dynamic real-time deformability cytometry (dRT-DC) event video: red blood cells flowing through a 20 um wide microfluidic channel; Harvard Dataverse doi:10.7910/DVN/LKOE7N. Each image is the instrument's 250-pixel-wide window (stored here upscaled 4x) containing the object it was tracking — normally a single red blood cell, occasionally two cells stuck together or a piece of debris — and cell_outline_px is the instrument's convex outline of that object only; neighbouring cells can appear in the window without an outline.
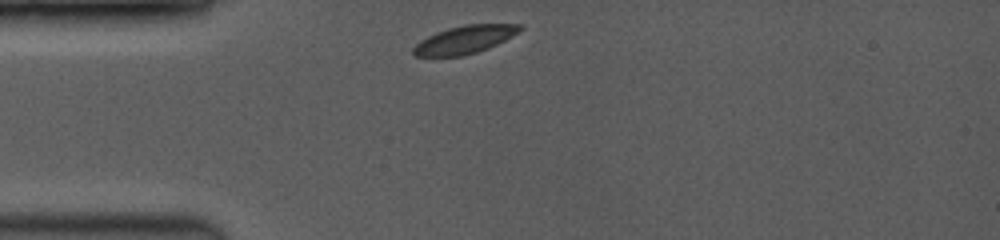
{"species": "common noctule bat (a hibernating species)", "species_latin": "Nyctalus noctula", "temperature_condition": "room temperature", "stored_images_in_passage": 29, "camera_frame_rate_fps": 3500, "um_per_image_px": 0.085, "animal": {"sex": "female", "body_mass_g": 19.0, "forearm_length_mm": 53.3}, "frame": {"image": 1, "passage_image": 1, "time_ms": 0.0, "image_size_px": [1000, 240], "cell_outline_px": [[524, 28], [512, 36], [496, 44], [476, 52], [460, 56], [416, 56], [412, 52], [412, 48], [420, 40], [436, 32], [448, 28], [464, 24], [524, 24]], "centroid_in_image_um": [39.49, 3.35], "position_along_channel_um": 45.5, "area_um2": 17.22}}
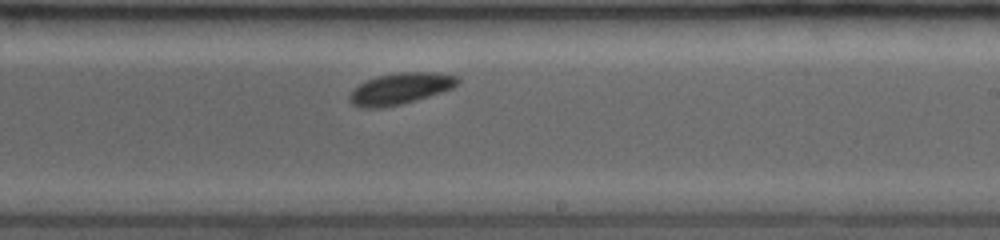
{"frame": {"image": 2, "passage_image": 17, "time_ms": 5.714, "image_size_px": [1000, 240], "cell_outline_px": [[460, 80], [452, 88], [416, 100], [400, 104], [380, 108], [364, 108], [352, 104], [348, 100], [348, 96], [360, 84], [376, 76], [396, 72], [436, 72], [460, 76]], "centroid_in_image_um": [34.03, 7.52], "position_along_channel_um": 255.0, "area_um2": 19.65}}
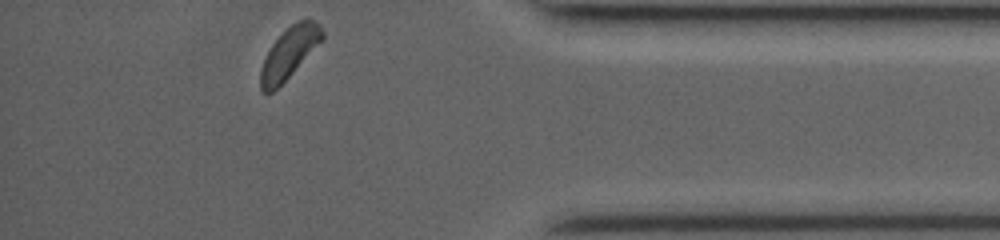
{"frame": {"image": 3, "passage_image": 29, "time_ms": 10.0, "image_size_px": [1000, 240], "cell_outline_px": [[324, 40], [272, 92], [260, 92], [260, 68], [272, 44], [292, 24], [304, 16], [308, 16], [320, 24], [324, 32]], "centroid_in_image_um": [24.63, 4.44], "position_along_channel_um": 410.6, "area_um2": 18.26}, "authors_computed_cell_mechanics": {"area_um2": 18.9006, "velocity_mm_per_s": 3.9728, "shape_relaxation_time_tau1_ms": 1.0392, "shape_relaxation_time_tau2_ms": null, "deformation_change_tau1": 0.0427, "deformation_change_tau2": null}}